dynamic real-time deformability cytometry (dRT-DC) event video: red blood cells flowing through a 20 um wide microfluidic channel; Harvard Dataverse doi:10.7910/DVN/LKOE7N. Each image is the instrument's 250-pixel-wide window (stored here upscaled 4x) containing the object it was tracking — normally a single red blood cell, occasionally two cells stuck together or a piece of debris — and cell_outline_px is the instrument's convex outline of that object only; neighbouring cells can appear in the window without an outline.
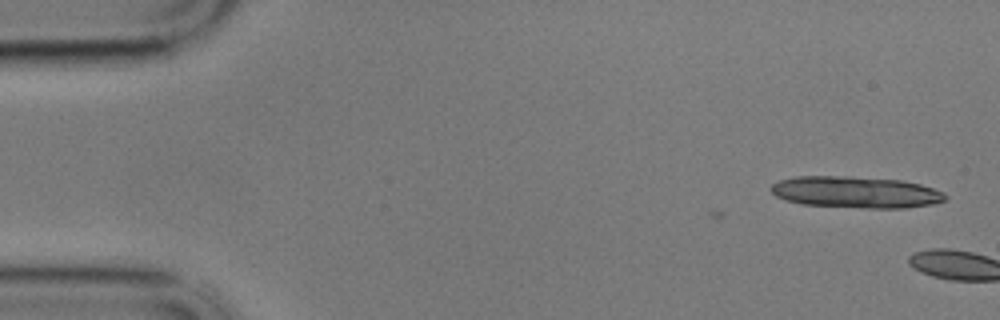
{"species": "common noctule bat (a hibernating species)", "species_latin": "Nyctalus noctula", "temperature_condition": "cold", "stored_images_in_passage": 3, "camera_frame_rate_fps": 3000, "um_per_image_px": 0.085, "animal": {"sex": "male", "body_mass_g": 17.9}, "frame": {"image": 1, "passage_image": 3, "time_ms": 0.667, "image_size_px": [1000, 320], "cell_outline_px": [[948, 196], [944, 200], [932, 204], [904, 208], [864, 208], [800, 204], [784, 200], [776, 196], [768, 188], [772, 184], [780, 180], [796, 176], [852, 176], [900, 180], [920, 184], [944, 192]], "centroid_in_image_um": [72.71, 16.33], "position_along_channel_um": 12.3, "area_um2": 32.25}}